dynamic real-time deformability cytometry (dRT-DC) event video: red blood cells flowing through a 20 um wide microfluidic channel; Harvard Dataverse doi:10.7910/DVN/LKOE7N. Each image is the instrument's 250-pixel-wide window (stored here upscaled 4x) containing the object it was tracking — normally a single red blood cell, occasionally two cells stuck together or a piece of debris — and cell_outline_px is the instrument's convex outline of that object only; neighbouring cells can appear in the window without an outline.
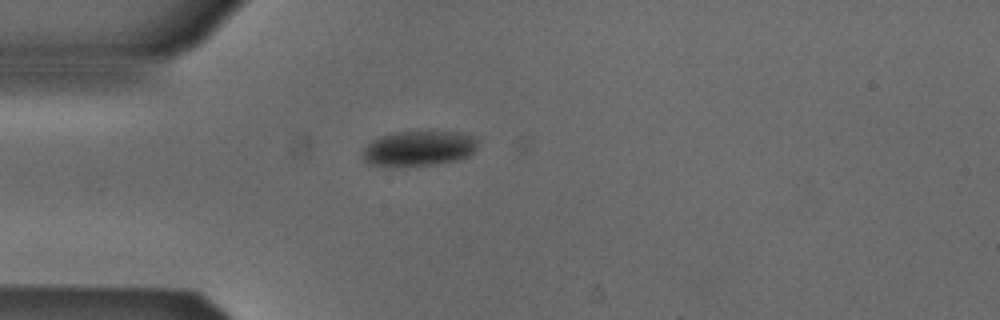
{"species": "Egyptian fruit bat (a non-hibernating species)", "species_latin": "Rousettus aegyptiacus", "temperature_condition": "cold", "stored_images_in_passage": 5, "camera_frame_rate_fps": 3000, "um_per_image_px": 0.085, "animal": {"sex": "male"}, "frame": {"image": 1, "passage_image": 3, "time_ms": 0.667, "image_size_px": [1000, 320], "cell_outline_px": [[476, 148], [468, 156], [456, 160], [436, 164], [388, 168], [384, 168], [368, 164], [364, 160], [364, 148], [372, 140], [380, 136], [392, 132], [460, 132], [472, 136], [476, 140]], "centroid_in_image_um": [35.53, 12.64], "position_along_channel_um": 49.5, "area_um2": 23.81}}